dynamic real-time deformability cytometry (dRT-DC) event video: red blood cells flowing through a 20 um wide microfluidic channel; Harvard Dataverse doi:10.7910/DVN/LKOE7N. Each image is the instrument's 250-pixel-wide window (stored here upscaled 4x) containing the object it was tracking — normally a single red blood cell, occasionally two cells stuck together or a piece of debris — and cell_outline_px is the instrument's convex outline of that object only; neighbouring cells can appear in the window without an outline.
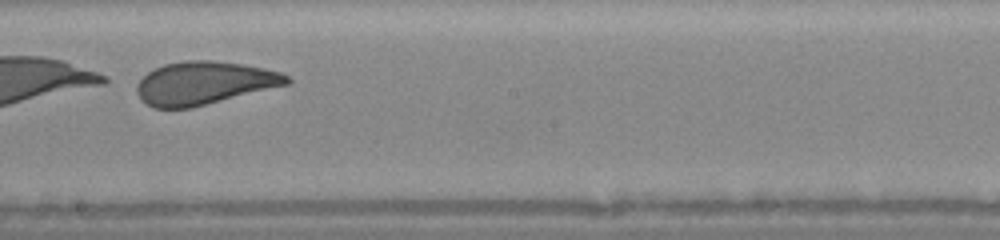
{"species": "human", "species_latin": "Homo sapiens", "temperature_condition": "warm", "stored_images_in_passage": 25, "camera_frame_rate_fps": 3000, "um_per_image_px": 0.085, "donor": {"sex": "female"}, "frame": {"image": 1, "passage_image": 15, "time_ms": 4.667, "image_size_px": [1000, 240], "cell_outline_px": [[292, 80], [288, 84], [192, 108], [152, 108], [136, 92], [136, 84], [148, 72], [164, 64], [184, 60], [208, 60], [240, 64], [280, 72], [288, 76]], "centroid_in_image_um": [17.33, 7.06], "position_along_channel_um": 230.9, "area_um2": 37.22}}